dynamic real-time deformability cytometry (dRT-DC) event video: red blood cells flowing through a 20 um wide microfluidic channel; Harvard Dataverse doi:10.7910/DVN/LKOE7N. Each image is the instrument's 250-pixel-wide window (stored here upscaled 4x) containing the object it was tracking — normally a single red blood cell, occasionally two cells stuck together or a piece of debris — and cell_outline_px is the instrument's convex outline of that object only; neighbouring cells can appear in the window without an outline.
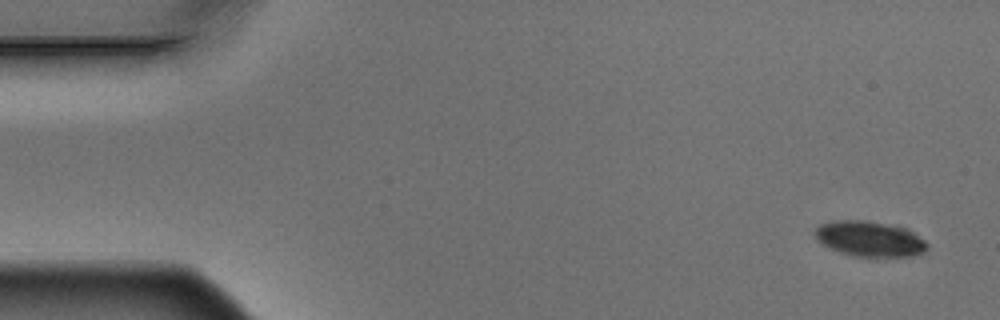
{"species": "Egyptian fruit bat (a non-hibernating species)", "species_latin": "Rousettus aegyptiacus", "temperature_condition": "warm", "stored_images_in_passage": 4, "camera_frame_rate_fps": 3000, "um_per_image_px": 0.085, "animal": {"sex": "male"}, "frame": {"image": 1, "passage_image": 1, "time_ms": 0.0, "image_size_px": [1000, 320], "cell_outline_px": [[928, 248], [920, 256], [852, 256], [840, 252], [820, 244], [816, 240], [812, 232], [820, 224], [832, 220], [864, 220], [904, 228], [924, 240], [928, 244]], "centroid_in_image_um": [73.86, 20.31], "position_along_channel_um": 11.1, "area_um2": 23.18}}